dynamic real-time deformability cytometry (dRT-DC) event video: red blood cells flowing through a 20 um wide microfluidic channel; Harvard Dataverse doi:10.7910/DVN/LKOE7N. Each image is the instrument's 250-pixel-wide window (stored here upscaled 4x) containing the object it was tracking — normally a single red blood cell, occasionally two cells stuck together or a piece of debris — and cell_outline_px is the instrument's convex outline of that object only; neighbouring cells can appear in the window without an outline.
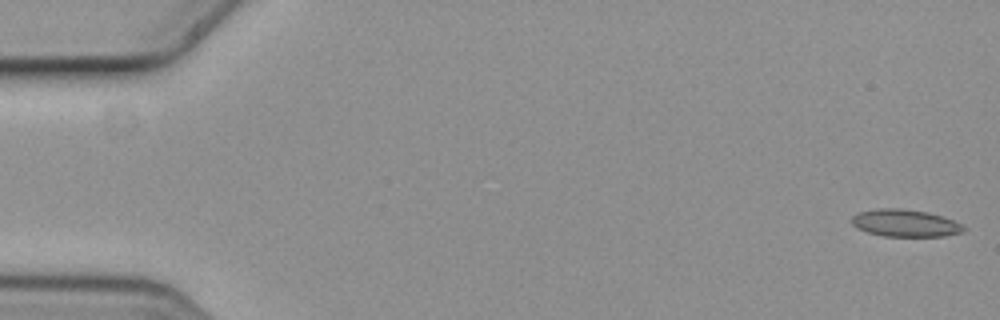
{"species": "common noctule bat (a hibernating species)", "species_latin": "Nyctalus noctula", "temperature_condition": "cold", "stored_images_in_passage": 11, "camera_frame_rate_fps": 3000, "um_per_image_px": 0.085, "animal": {"sex": "female", "body_mass_g": 19.3, "forearm_length_mm": 54.1}, "frame": {"image": 1, "passage_image": 1, "time_ms": 0.0, "image_size_px": [1000, 320], "cell_outline_px": [[968, 228], [964, 232], [944, 236], [884, 236], [868, 232], [856, 228], [852, 224], [852, 216], [860, 212], [876, 208], [900, 208], [928, 212], [952, 220]], "centroid_in_image_um": [76.94, 18.96], "position_along_channel_um": 8.1, "area_um2": 17.74}}
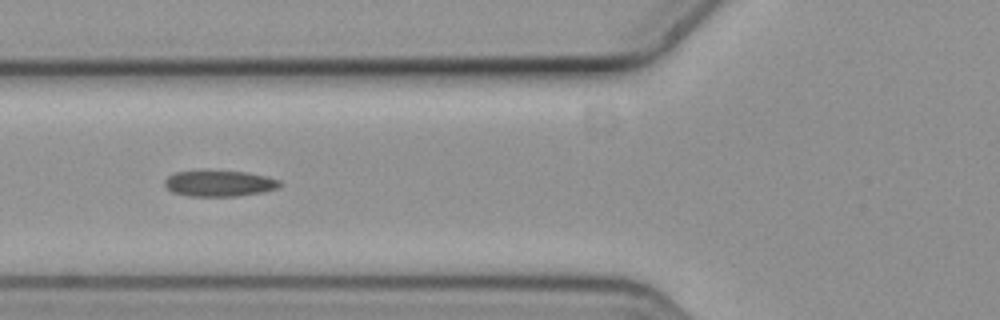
{"frame": {"image": 2, "passage_image": 6, "time_ms": 1.667, "image_size_px": [1000, 320], "cell_outline_px": [[284, 184], [280, 188], [240, 196], [188, 196], [172, 192], [164, 184], [164, 180], [168, 176], [176, 172], [248, 172], [268, 176], [280, 180]], "centroid_in_image_um": [18.71, 15.61], "position_along_channel_um": 107.1, "area_um2": 17.28}}
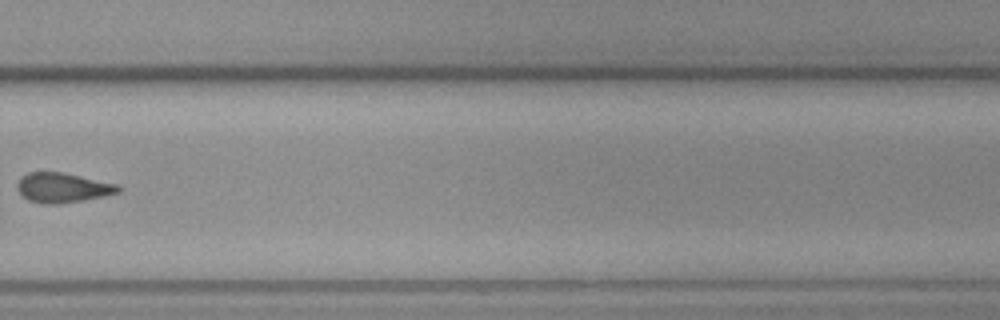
{"frame": {"image": 3, "passage_image": 11, "time_ms": 3.333, "image_size_px": [1000, 320], "cell_outline_px": [[120, 192], [104, 196], [84, 200], [56, 204], [44, 204], [28, 200], [16, 188], [16, 184], [20, 176], [28, 172], [64, 172], [116, 184], [120, 188]], "centroid_in_image_um": [5.29, 15.95], "position_along_channel_um": 324.5, "area_um2": 17.51}}